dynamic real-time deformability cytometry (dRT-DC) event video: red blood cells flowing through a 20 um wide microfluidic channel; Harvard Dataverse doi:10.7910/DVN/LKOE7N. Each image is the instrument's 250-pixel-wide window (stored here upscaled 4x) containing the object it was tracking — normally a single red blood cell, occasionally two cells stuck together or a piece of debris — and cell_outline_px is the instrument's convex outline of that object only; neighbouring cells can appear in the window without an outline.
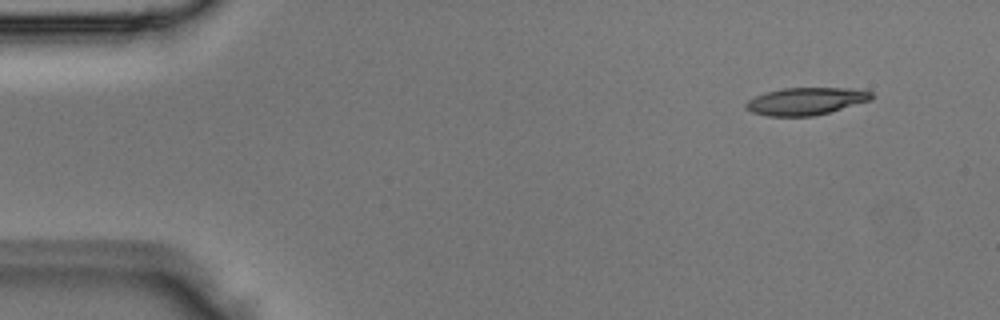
{"species": "Egyptian fruit bat (a non-hibernating species)", "species_latin": "Rousettus aegyptiacus", "temperature_condition": "room temperature", "stored_images_in_passage": 4, "segment_of_instrument_passage": [1, 2], "camera_frame_rate_fps": 3000, "um_per_image_px": 0.085, "animal": {"sex": "male"}, "frame": {"image": 1, "passage_image": 1, "time_ms": 0.0, "image_size_px": [1000, 320], "cell_outline_px": [[872, 100], [828, 112], [812, 116], [768, 116], [752, 112], [744, 108], [744, 104], [748, 100], [764, 92], [784, 88], [864, 88], [872, 92]], "centroid_in_image_um": [68.51, 8.59], "position_along_channel_um": 16.5, "area_um2": 20.17}}
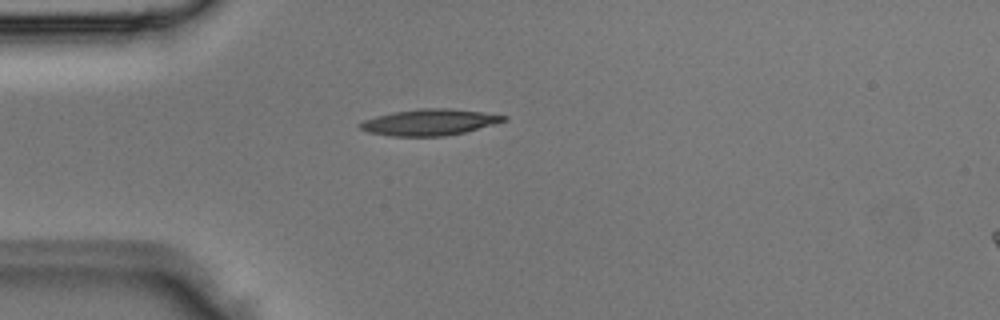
{"frame": {"image": 2, "passage_image": 3, "time_ms": 0.667, "image_size_px": [1000, 320], "cell_outline_px": [[508, 120], [496, 124], [464, 132], [444, 136], [392, 136], [368, 132], [360, 128], [356, 124], [364, 120], [376, 116], [392, 112], [420, 108], [448, 108], [484, 112], [508, 116]], "centroid_in_image_um": [36.52, 10.38], "position_along_channel_um": 48.5, "area_um2": 22.08}}